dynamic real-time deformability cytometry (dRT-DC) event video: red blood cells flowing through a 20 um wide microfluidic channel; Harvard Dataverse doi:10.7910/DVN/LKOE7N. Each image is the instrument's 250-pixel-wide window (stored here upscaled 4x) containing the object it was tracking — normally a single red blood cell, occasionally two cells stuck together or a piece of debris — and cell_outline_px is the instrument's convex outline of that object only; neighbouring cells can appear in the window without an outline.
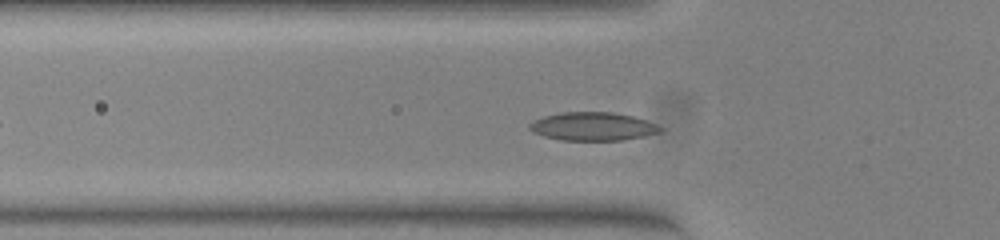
{"species": "common noctule bat (a hibernating species)", "species_latin": "Nyctalus noctula", "temperature_condition": "warm", "stored_images_in_passage": 38, "camera_frame_rate_fps": 3000, "um_per_image_px": 0.085, "animal": {"sex": "female", "body_mass_g": 23.0, "forearm_length_mm": 53.4}, "frame": {"image": 1, "passage_image": 10, "time_ms": 3.0, "image_size_px": [1000, 240], "cell_outline_px": [[664, 128], [660, 132], [644, 136], [620, 140], [560, 140], [544, 136], [532, 132], [528, 128], [528, 124], [532, 120], [544, 116], [564, 112], [612, 112], [632, 116], [656, 124]], "centroid_in_image_um": [50.35, 10.75], "position_along_channel_um": 75.5, "area_um2": 21.56}}
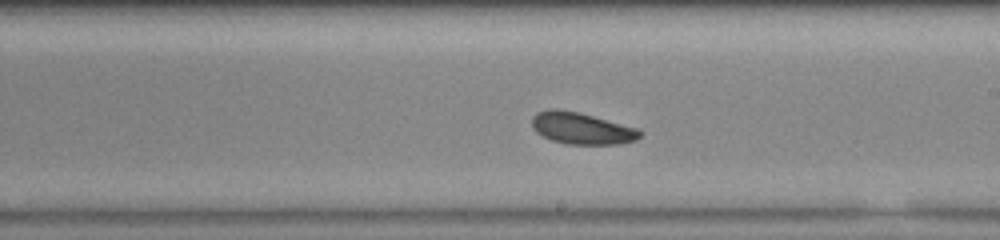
{"frame": {"image": 2, "passage_image": 23, "time_ms": 7.333, "image_size_px": [1000, 240], "cell_outline_px": [[644, 132], [636, 140], [620, 144], [568, 144], [552, 140], [536, 132], [532, 128], [532, 116], [536, 112], [552, 108], [556, 108], [580, 112], [640, 128]], "centroid_in_image_um": [49.47, 10.89], "position_along_channel_um": 239.5, "area_um2": 20.29}}
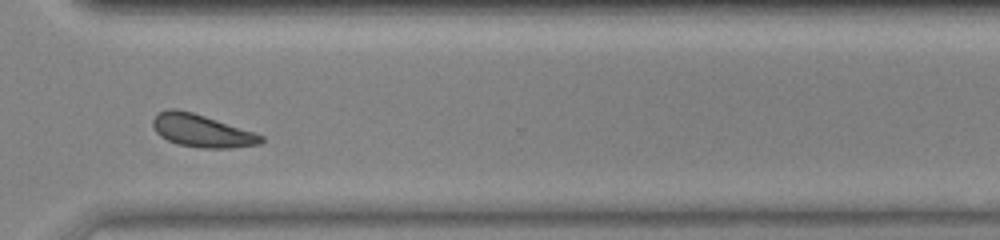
{"frame": {"image": 3, "passage_image": 32, "time_ms": 10.333, "image_size_px": [1000, 240], "cell_outline_px": [[264, 140], [260, 144], [232, 148], [200, 148], [180, 144], [168, 140], [160, 136], [156, 132], [152, 124], [152, 120], [160, 112], [168, 108], [176, 108], [192, 112], [264, 136]], "centroid_in_image_um": [17.13, 11.12], "position_along_channel_um": 353.5, "area_um2": 20.29}, "authors_computed_cell_mechanics": {"area_um2": 20.2878, "velocity_mm_per_s": 3.7828, "shape_relaxation_time_tau1_ms": 2.6162, "shape_relaxation_time_tau2_ms": null, "deformation_change_tau1": 0.0736, "deformation_change_tau2": null}}